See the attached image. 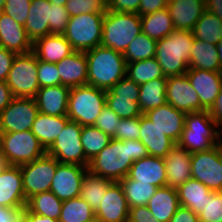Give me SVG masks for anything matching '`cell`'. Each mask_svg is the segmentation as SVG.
Here are the masks:
<instances>
[{
	"instance_id": "38",
	"label": "cell",
	"mask_w": 222,
	"mask_h": 222,
	"mask_svg": "<svg viewBox=\"0 0 222 222\" xmlns=\"http://www.w3.org/2000/svg\"><path fill=\"white\" fill-rule=\"evenodd\" d=\"M192 33L194 39L217 45L222 39V20L205 9L195 24Z\"/></svg>"
},
{
	"instance_id": "35",
	"label": "cell",
	"mask_w": 222,
	"mask_h": 222,
	"mask_svg": "<svg viewBox=\"0 0 222 222\" xmlns=\"http://www.w3.org/2000/svg\"><path fill=\"white\" fill-rule=\"evenodd\" d=\"M166 84L167 78H157L140 85L138 103L143 114L167 103Z\"/></svg>"
},
{
	"instance_id": "46",
	"label": "cell",
	"mask_w": 222,
	"mask_h": 222,
	"mask_svg": "<svg viewBox=\"0 0 222 222\" xmlns=\"http://www.w3.org/2000/svg\"><path fill=\"white\" fill-rule=\"evenodd\" d=\"M116 140H139L140 139V116L121 119L116 127V133L112 137Z\"/></svg>"
},
{
	"instance_id": "60",
	"label": "cell",
	"mask_w": 222,
	"mask_h": 222,
	"mask_svg": "<svg viewBox=\"0 0 222 222\" xmlns=\"http://www.w3.org/2000/svg\"><path fill=\"white\" fill-rule=\"evenodd\" d=\"M23 215L30 221V222H59L56 219L44 217L32 212H23Z\"/></svg>"
},
{
	"instance_id": "2",
	"label": "cell",
	"mask_w": 222,
	"mask_h": 222,
	"mask_svg": "<svg viewBox=\"0 0 222 222\" xmlns=\"http://www.w3.org/2000/svg\"><path fill=\"white\" fill-rule=\"evenodd\" d=\"M88 85L109 90L126 76L127 62L122 53L102 45L85 51Z\"/></svg>"
},
{
	"instance_id": "59",
	"label": "cell",
	"mask_w": 222,
	"mask_h": 222,
	"mask_svg": "<svg viewBox=\"0 0 222 222\" xmlns=\"http://www.w3.org/2000/svg\"><path fill=\"white\" fill-rule=\"evenodd\" d=\"M206 9L222 20V0H205Z\"/></svg>"
},
{
	"instance_id": "40",
	"label": "cell",
	"mask_w": 222,
	"mask_h": 222,
	"mask_svg": "<svg viewBox=\"0 0 222 222\" xmlns=\"http://www.w3.org/2000/svg\"><path fill=\"white\" fill-rule=\"evenodd\" d=\"M122 187L129 208L147 205L158 187L148 183H138L128 176L118 181Z\"/></svg>"
},
{
	"instance_id": "41",
	"label": "cell",
	"mask_w": 222,
	"mask_h": 222,
	"mask_svg": "<svg viewBox=\"0 0 222 222\" xmlns=\"http://www.w3.org/2000/svg\"><path fill=\"white\" fill-rule=\"evenodd\" d=\"M59 222H96L95 211L80 196L63 201Z\"/></svg>"
},
{
	"instance_id": "31",
	"label": "cell",
	"mask_w": 222,
	"mask_h": 222,
	"mask_svg": "<svg viewBox=\"0 0 222 222\" xmlns=\"http://www.w3.org/2000/svg\"><path fill=\"white\" fill-rule=\"evenodd\" d=\"M69 121L67 116H50L39 112L33 122L31 132L47 150Z\"/></svg>"
},
{
	"instance_id": "1",
	"label": "cell",
	"mask_w": 222,
	"mask_h": 222,
	"mask_svg": "<svg viewBox=\"0 0 222 222\" xmlns=\"http://www.w3.org/2000/svg\"><path fill=\"white\" fill-rule=\"evenodd\" d=\"M148 156L146 147L140 140H116L110 143L89 161L88 170L114 182L127 177L134 161Z\"/></svg>"
},
{
	"instance_id": "45",
	"label": "cell",
	"mask_w": 222,
	"mask_h": 222,
	"mask_svg": "<svg viewBox=\"0 0 222 222\" xmlns=\"http://www.w3.org/2000/svg\"><path fill=\"white\" fill-rule=\"evenodd\" d=\"M198 216L199 222H222V191L212 192L207 197Z\"/></svg>"
},
{
	"instance_id": "34",
	"label": "cell",
	"mask_w": 222,
	"mask_h": 222,
	"mask_svg": "<svg viewBox=\"0 0 222 222\" xmlns=\"http://www.w3.org/2000/svg\"><path fill=\"white\" fill-rule=\"evenodd\" d=\"M141 28L142 33L154 40H160L175 30L167 7L141 16Z\"/></svg>"
},
{
	"instance_id": "39",
	"label": "cell",
	"mask_w": 222,
	"mask_h": 222,
	"mask_svg": "<svg viewBox=\"0 0 222 222\" xmlns=\"http://www.w3.org/2000/svg\"><path fill=\"white\" fill-rule=\"evenodd\" d=\"M126 76L141 85L157 78H167L155 57L127 63Z\"/></svg>"
},
{
	"instance_id": "3",
	"label": "cell",
	"mask_w": 222,
	"mask_h": 222,
	"mask_svg": "<svg viewBox=\"0 0 222 222\" xmlns=\"http://www.w3.org/2000/svg\"><path fill=\"white\" fill-rule=\"evenodd\" d=\"M194 37L192 31L174 30L157 40L155 58L165 77L180 76L189 69V58Z\"/></svg>"
},
{
	"instance_id": "57",
	"label": "cell",
	"mask_w": 222,
	"mask_h": 222,
	"mask_svg": "<svg viewBox=\"0 0 222 222\" xmlns=\"http://www.w3.org/2000/svg\"><path fill=\"white\" fill-rule=\"evenodd\" d=\"M14 95L5 81H0V112L14 99Z\"/></svg>"
},
{
	"instance_id": "8",
	"label": "cell",
	"mask_w": 222,
	"mask_h": 222,
	"mask_svg": "<svg viewBox=\"0 0 222 222\" xmlns=\"http://www.w3.org/2000/svg\"><path fill=\"white\" fill-rule=\"evenodd\" d=\"M0 149L8 165L20 166L47 153L31 130L0 133Z\"/></svg>"
},
{
	"instance_id": "50",
	"label": "cell",
	"mask_w": 222,
	"mask_h": 222,
	"mask_svg": "<svg viewBox=\"0 0 222 222\" xmlns=\"http://www.w3.org/2000/svg\"><path fill=\"white\" fill-rule=\"evenodd\" d=\"M50 8V33L63 34L69 22L68 11L65 6H57L52 3Z\"/></svg>"
},
{
	"instance_id": "17",
	"label": "cell",
	"mask_w": 222,
	"mask_h": 222,
	"mask_svg": "<svg viewBox=\"0 0 222 222\" xmlns=\"http://www.w3.org/2000/svg\"><path fill=\"white\" fill-rule=\"evenodd\" d=\"M96 222H127L129 207L119 182H113L95 211Z\"/></svg>"
},
{
	"instance_id": "52",
	"label": "cell",
	"mask_w": 222,
	"mask_h": 222,
	"mask_svg": "<svg viewBox=\"0 0 222 222\" xmlns=\"http://www.w3.org/2000/svg\"><path fill=\"white\" fill-rule=\"evenodd\" d=\"M129 222H158L153 217L152 213L148 209L147 205L135 206L129 208Z\"/></svg>"
},
{
	"instance_id": "28",
	"label": "cell",
	"mask_w": 222,
	"mask_h": 222,
	"mask_svg": "<svg viewBox=\"0 0 222 222\" xmlns=\"http://www.w3.org/2000/svg\"><path fill=\"white\" fill-rule=\"evenodd\" d=\"M32 51L39 60L56 64L75 50L63 34L51 33L37 39L33 43Z\"/></svg>"
},
{
	"instance_id": "4",
	"label": "cell",
	"mask_w": 222,
	"mask_h": 222,
	"mask_svg": "<svg viewBox=\"0 0 222 222\" xmlns=\"http://www.w3.org/2000/svg\"><path fill=\"white\" fill-rule=\"evenodd\" d=\"M212 118L209 110L186 114L185 125L177 145L188 152L196 153L207 151L219 145L221 131ZM215 129V130H214Z\"/></svg>"
},
{
	"instance_id": "16",
	"label": "cell",
	"mask_w": 222,
	"mask_h": 222,
	"mask_svg": "<svg viewBox=\"0 0 222 222\" xmlns=\"http://www.w3.org/2000/svg\"><path fill=\"white\" fill-rule=\"evenodd\" d=\"M166 101L186 114L204 111L199 96L186 74L167 77Z\"/></svg>"
},
{
	"instance_id": "14",
	"label": "cell",
	"mask_w": 222,
	"mask_h": 222,
	"mask_svg": "<svg viewBox=\"0 0 222 222\" xmlns=\"http://www.w3.org/2000/svg\"><path fill=\"white\" fill-rule=\"evenodd\" d=\"M38 113L39 110L34 98L15 97L0 112V133L31 130Z\"/></svg>"
},
{
	"instance_id": "32",
	"label": "cell",
	"mask_w": 222,
	"mask_h": 222,
	"mask_svg": "<svg viewBox=\"0 0 222 222\" xmlns=\"http://www.w3.org/2000/svg\"><path fill=\"white\" fill-rule=\"evenodd\" d=\"M189 68H198L213 72H222L216 44L194 39L190 51Z\"/></svg>"
},
{
	"instance_id": "63",
	"label": "cell",
	"mask_w": 222,
	"mask_h": 222,
	"mask_svg": "<svg viewBox=\"0 0 222 222\" xmlns=\"http://www.w3.org/2000/svg\"><path fill=\"white\" fill-rule=\"evenodd\" d=\"M50 3L55 4L57 6H65L68 0H49Z\"/></svg>"
},
{
	"instance_id": "49",
	"label": "cell",
	"mask_w": 222,
	"mask_h": 222,
	"mask_svg": "<svg viewBox=\"0 0 222 222\" xmlns=\"http://www.w3.org/2000/svg\"><path fill=\"white\" fill-rule=\"evenodd\" d=\"M120 120L121 118L113 110L105 106L101 114L96 118L94 126L112 138L116 133V127Z\"/></svg>"
},
{
	"instance_id": "23",
	"label": "cell",
	"mask_w": 222,
	"mask_h": 222,
	"mask_svg": "<svg viewBox=\"0 0 222 222\" xmlns=\"http://www.w3.org/2000/svg\"><path fill=\"white\" fill-rule=\"evenodd\" d=\"M56 65L60 75V85L73 88L88 84V63L85 52L74 51Z\"/></svg>"
},
{
	"instance_id": "6",
	"label": "cell",
	"mask_w": 222,
	"mask_h": 222,
	"mask_svg": "<svg viewBox=\"0 0 222 222\" xmlns=\"http://www.w3.org/2000/svg\"><path fill=\"white\" fill-rule=\"evenodd\" d=\"M106 106V90L91 85L73 87L69 93L67 117L81 126H92Z\"/></svg>"
},
{
	"instance_id": "62",
	"label": "cell",
	"mask_w": 222,
	"mask_h": 222,
	"mask_svg": "<svg viewBox=\"0 0 222 222\" xmlns=\"http://www.w3.org/2000/svg\"><path fill=\"white\" fill-rule=\"evenodd\" d=\"M217 46V50H218V57L220 59L221 62V66H222V39L218 42Z\"/></svg>"
},
{
	"instance_id": "37",
	"label": "cell",
	"mask_w": 222,
	"mask_h": 222,
	"mask_svg": "<svg viewBox=\"0 0 222 222\" xmlns=\"http://www.w3.org/2000/svg\"><path fill=\"white\" fill-rule=\"evenodd\" d=\"M62 205V200L57 198L51 191H46L30 197L23 212H32L59 220Z\"/></svg>"
},
{
	"instance_id": "25",
	"label": "cell",
	"mask_w": 222,
	"mask_h": 222,
	"mask_svg": "<svg viewBox=\"0 0 222 222\" xmlns=\"http://www.w3.org/2000/svg\"><path fill=\"white\" fill-rule=\"evenodd\" d=\"M71 88L64 85L40 88L34 97L40 113L67 116Z\"/></svg>"
},
{
	"instance_id": "56",
	"label": "cell",
	"mask_w": 222,
	"mask_h": 222,
	"mask_svg": "<svg viewBox=\"0 0 222 222\" xmlns=\"http://www.w3.org/2000/svg\"><path fill=\"white\" fill-rule=\"evenodd\" d=\"M24 208H9L0 206V222H19Z\"/></svg>"
},
{
	"instance_id": "27",
	"label": "cell",
	"mask_w": 222,
	"mask_h": 222,
	"mask_svg": "<svg viewBox=\"0 0 222 222\" xmlns=\"http://www.w3.org/2000/svg\"><path fill=\"white\" fill-rule=\"evenodd\" d=\"M148 155L164 158L177 145L144 114L140 116V139Z\"/></svg>"
},
{
	"instance_id": "7",
	"label": "cell",
	"mask_w": 222,
	"mask_h": 222,
	"mask_svg": "<svg viewBox=\"0 0 222 222\" xmlns=\"http://www.w3.org/2000/svg\"><path fill=\"white\" fill-rule=\"evenodd\" d=\"M104 16L97 13H87L69 17L63 36L75 51L85 52L100 46Z\"/></svg>"
},
{
	"instance_id": "66",
	"label": "cell",
	"mask_w": 222,
	"mask_h": 222,
	"mask_svg": "<svg viewBox=\"0 0 222 222\" xmlns=\"http://www.w3.org/2000/svg\"><path fill=\"white\" fill-rule=\"evenodd\" d=\"M219 146H220V151H221V156H222V140L219 141Z\"/></svg>"
},
{
	"instance_id": "19",
	"label": "cell",
	"mask_w": 222,
	"mask_h": 222,
	"mask_svg": "<svg viewBox=\"0 0 222 222\" xmlns=\"http://www.w3.org/2000/svg\"><path fill=\"white\" fill-rule=\"evenodd\" d=\"M26 202L20 166L8 165L0 172V206L25 208Z\"/></svg>"
},
{
	"instance_id": "26",
	"label": "cell",
	"mask_w": 222,
	"mask_h": 222,
	"mask_svg": "<svg viewBox=\"0 0 222 222\" xmlns=\"http://www.w3.org/2000/svg\"><path fill=\"white\" fill-rule=\"evenodd\" d=\"M191 153L175 145L164 157L167 182L166 186L178 188L191 179Z\"/></svg>"
},
{
	"instance_id": "13",
	"label": "cell",
	"mask_w": 222,
	"mask_h": 222,
	"mask_svg": "<svg viewBox=\"0 0 222 222\" xmlns=\"http://www.w3.org/2000/svg\"><path fill=\"white\" fill-rule=\"evenodd\" d=\"M140 85L127 76L106 90V106L121 119L139 117L143 113L139 107Z\"/></svg>"
},
{
	"instance_id": "47",
	"label": "cell",
	"mask_w": 222,
	"mask_h": 222,
	"mask_svg": "<svg viewBox=\"0 0 222 222\" xmlns=\"http://www.w3.org/2000/svg\"><path fill=\"white\" fill-rule=\"evenodd\" d=\"M37 69L40 88L60 85V75L55 63H48L38 59Z\"/></svg>"
},
{
	"instance_id": "22",
	"label": "cell",
	"mask_w": 222,
	"mask_h": 222,
	"mask_svg": "<svg viewBox=\"0 0 222 222\" xmlns=\"http://www.w3.org/2000/svg\"><path fill=\"white\" fill-rule=\"evenodd\" d=\"M127 176L138 183H148L158 188L164 187L167 182L164 158L148 155L134 161Z\"/></svg>"
},
{
	"instance_id": "10",
	"label": "cell",
	"mask_w": 222,
	"mask_h": 222,
	"mask_svg": "<svg viewBox=\"0 0 222 222\" xmlns=\"http://www.w3.org/2000/svg\"><path fill=\"white\" fill-rule=\"evenodd\" d=\"M81 130V125L70 120L47 149V154L53 156L60 163L88 167L89 162L85 158L81 143Z\"/></svg>"
},
{
	"instance_id": "54",
	"label": "cell",
	"mask_w": 222,
	"mask_h": 222,
	"mask_svg": "<svg viewBox=\"0 0 222 222\" xmlns=\"http://www.w3.org/2000/svg\"><path fill=\"white\" fill-rule=\"evenodd\" d=\"M168 0H141L139 6V15L143 16L166 8Z\"/></svg>"
},
{
	"instance_id": "61",
	"label": "cell",
	"mask_w": 222,
	"mask_h": 222,
	"mask_svg": "<svg viewBox=\"0 0 222 222\" xmlns=\"http://www.w3.org/2000/svg\"><path fill=\"white\" fill-rule=\"evenodd\" d=\"M6 167H8V163L0 149V172L3 171Z\"/></svg>"
},
{
	"instance_id": "36",
	"label": "cell",
	"mask_w": 222,
	"mask_h": 222,
	"mask_svg": "<svg viewBox=\"0 0 222 222\" xmlns=\"http://www.w3.org/2000/svg\"><path fill=\"white\" fill-rule=\"evenodd\" d=\"M113 182V180L103 178L87 170L82 181L80 197L96 211L101 204L102 197Z\"/></svg>"
},
{
	"instance_id": "58",
	"label": "cell",
	"mask_w": 222,
	"mask_h": 222,
	"mask_svg": "<svg viewBox=\"0 0 222 222\" xmlns=\"http://www.w3.org/2000/svg\"><path fill=\"white\" fill-rule=\"evenodd\" d=\"M209 113L211 114L216 124L219 127L222 126V88L220 90V93L216 97L215 103L209 110ZM221 131H222V127H221Z\"/></svg>"
},
{
	"instance_id": "9",
	"label": "cell",
	"mask_w": 222,
	"mask_h": 222,
	"mask_svg": "<svg viewBox=\"0 0 222 222\" xmlns=\"http://www.w3.org/2000/svg\"><path fill=\"white\" fill-rule=\"evenodd\" d=\"M38 58L33 51L16 54L6 83L14 97L34 98L40 89L38 83Z\"/></svg>"
},
{
	"instance_id": "43",
	"label": "cell",
	"mask_w": 222,
	"mask_h": 222,
	"mask_svg": "<svg viewBox=\"0 0 222 222\" xmlns=\"http://www.w3.org/2000/svg\"><path fill=\"white\" fill-rule=\"evenodd\" d=\"M156 44L157 40L141 32L128 45L123 56L127 63L153 58L156 54Z\"/></svg>"
},
{
	"instance_id": "12",
	"label": "cell",
	"mask_w": 222,
	"mask_h": 222,
	"mask_svg": "<svg viewBox=\"0 0 222 222\" xmlns=\"http://www.w3.org/2000/svg\"><path fill=\"white\" fill-rule=\"evenodd\" d=\"M191 176L213 192L222 191V156L220 146L192 153Z\"/></svg>"
},
{
	"instance_id": "44",
	"label": "cell",
	"mask_w": 222,
	"mask_h": 222,
	"mask_svg": "<svg viewBox=\"0 0 222 222\" xmlns=\"http://www.w3.org/2000/svg\"><path fill=\"white\" fill-rule=\"evenodd\" d=\"M65 8L70 17L87 13L105 15L108 11L107 0H68Z\"/></svg>"
},
{
	"instance_id": "53",
	"label": "cell",
	"mask_w": 222,
	"mask_h": 222,
	"mask_svg": "<svg viewBox=\"0 0 222 222\" xmlns=\"http://www.w3.org/2000/svg\"><path fill=\"white\" fill-rule=\"evenodd\" d=\"M16 53L0 46V81L7 80Z\"/></svg>"
},
{
	"instance_id": "65",
	"label": "cell",
	"mask_w": 222,
	"mask_h": 222,
	"mask_svg": "<svg viewBox=\"0 0 222 222\" xmlns=\"http://www.w3.org/2000/svg\"><path fill=\"white\" fill-rule=\"evenodd\" d=\"M4 1L5 0H0V13L3 11Z\"/></svg>"
},
{
	"instance_id": "18",
	"label": "cell",
	"mask_w": 222,
	"mask_h": 222,
	"mask_svg": "<svg viewBox=\"0 0 222 222\" xmlns=\"http://www.w3.org/2000/svg\"><path fill=\"white\" fill-rule=\"evenodd\" d=\"M185 74L199 96L201 107L210 110L222 88V72L189 68Z\"/></svg>"
},
{
	"instance_id": "20",
	"label": "cell",
	"mask_w": 222,
	"mask_h": 222,
	"mask_svg": "<svg viewBox=\"0 0 222 222\" xmlns=\"http://www.w3.org/2000/svg\"><path fill=\"white\" fill-rule=\"evenodd\" d=\"M144 115L162 130L167 137L176 144L178 143L185 125L186 113L166 103L147 111Z\"/></svg>"
},
{
	"instance_id": "24",
	"label": "cell",
	"mask_w": 222,
	"mask_h": 222,
	"mask_svg": "<svg viewBox=\"0 0 222 222\" xmlns=\"http://www.w3.org/2000/svg\"><path fill=\"white\" fill-rule=\"evenodd\" d=\"M167 9L176 30L192 31L206 5L205 0H168Z\"/></svg>"
},
{
	"instance_id": "33",
	"label": "cell",
	"mask_w": 222,
	"mask_h": 222,
	"mask_svg": "<svg viewBox=\"0 0 222 222\" xmlns=\"http://www.w3.org/2000/svg\"><path fill=\"white\" fill-rule=\"evenodd\" d=\"M212 192L203 183L193 178L188 179L177 188L180 206L192 210L195 214H199L203 210L207 197Z\"/></svg>"
},
{
	"instance_id": "42",
	"label": "cell",
	"mask_w": 222,
	"mask_h": 222,
	"mask_svg": "<svg viewBox=\"0 0 222 222\" xmlns=\"http://www.w3.org/2000/svg\"><path fill=\"white\" fill-rule=\"evenodd\" d=\"M111 137L100 129L92 126H82L81 143L85 158L89 162L102 151L111 141Z\"/></svg>"
},
{
	"instance_id": "11",
	"label": "cell",
	"mask_w": 222,
	"mask_h": 222,
	"mask_svg": "<svg viewBox=\"0 0 222 222\" xmlns=\"http://www.w3.org/2000/svg\"><path fill=\"white\" fill-rule=\"evenodd\" d=\"M58 163L53 156L46 153L32 162L20 165L26 200L36 194L50 191Z\"/></svg>"
},
{
	"instance_id": "48",
	"label": "cell",
	"mask_w": 222,
	"mask_h": 222,
	"mask_svg": "<svg viewBox=\"0 0 222 222\" xmlns=\"http://www.w3.org/2000/svg\"><path fill=\"white\" fill-rule=\"evenodd\" d=\"M30 5L31 0H5L2 12L24 26L29 14Z\"/></svg>"
},
{
	"instance_id": "64",
	"label": "cell",
	"mask_w": 222,
	"mask_h": 222,
	"mask_svg": "<svg viewBox=\"0 0 222 222\" xmlns=\"http://www.w3.org/2000/svg\"><path fill=\"white\" fill-rule=\"evenodd\" d=\"M19 222H30L24 215L19 219Z\"/></svg>"
},
{
	"instance_id": "21",
	"label": "cell",
	"mask_w": 222,
	"mask_h": 222,
	"mask_svg": "<svg viewBox=\"0 0 222 222\" xmlns=\"http://www.w3.org/2000/svg\"><path fill=\"white\" fill-rule=\"evenodd\" d=\"M0 46L16 54L33 50V43L27 36L25 27L4 12L0 13Z\"/></svg>"
},
{
	"instance_id": "51",
	"label": "cell",
	"mask_w": 222,
	"mask_h": 222,
	"mask_svg": "<svg viewBox=\"0 0 222 222\" xmlns=\"http://www.w3.org/2000/svg\"><path fill=\"white\" fill-rule=\"evenodd\" d=\"M140 2L141 0H107V8L111 12L139 14Z\"/></svg>"
},
{
	"instance_id": "15",
	"label": "cell",
	"mask_w": 222,
	"mask_h": 222,
	"mask_svg": "<svg viewBox=\"0 0 222 222\" xmlns=\"http://www.w3.org/2000/svg\"><path fill=\"white\" fill-rule=\"evenodd\" d=\"M87 170L88 167L85 166L59 162L50 191L62 201L79 197Z\"/></svg>"
},
{
	"instance_id": "55",
	"label": "cell",
	"mask_w": 222,
	"mask_h": 222,
	"mask_svg": "<svg viewBox=\"0 0 222 222\" xmlns=\"http://www.w3.org/2000/svg\"><path fill=\"white\" fill-rule=\"evenodd\" d=\"M169 222H199V216L192 210L180 206Z\"/></svg>"
},
{
	"instance_id": "29",
	"label": "cell",
	"mask_w": 222,
	"mask_h": 222,
	"mask_svg": "<svg viewBox=\"0 0 222 222\" xmlns=\"http://www.w3.org/2000/svg\"><path fill=\"white\" fill-rule=\"evenodd\" d=\"M51 3L49 0H31L29 14L25 22V30L34 43L50 33Z\"/></svg>"
},
{
	"instance_id": "30",
	"label": "cell",
	"mask_w": 222,
	"mask_h": 222,
	"mask_svg": "<svg viewBox=\"0 0 222 222\" xmlns=\"http://www.w3.org/2000/svg\"><path fill=\"white\" fill-rule=\"evenodd\" d=\"M147 207L158 222H169L180 207L177 189L159 187L149 199Z\"/></svg>"
},
{
	"instance_id": "5",
	"label": "cell",
	"mask_w": 222,
	"mask_h": 222,
	"mask_svg": "<svg viewBox=\"0 0 222 222\" xmlns=\"http://www.w3.org/2000/svg\"><path fill=\"white\" fill-rule=\"evenodd\" d=\"M141 32L139 14L107 11L103 19L101 45L123 54Z\"/></svg>"
}]
</instances>
